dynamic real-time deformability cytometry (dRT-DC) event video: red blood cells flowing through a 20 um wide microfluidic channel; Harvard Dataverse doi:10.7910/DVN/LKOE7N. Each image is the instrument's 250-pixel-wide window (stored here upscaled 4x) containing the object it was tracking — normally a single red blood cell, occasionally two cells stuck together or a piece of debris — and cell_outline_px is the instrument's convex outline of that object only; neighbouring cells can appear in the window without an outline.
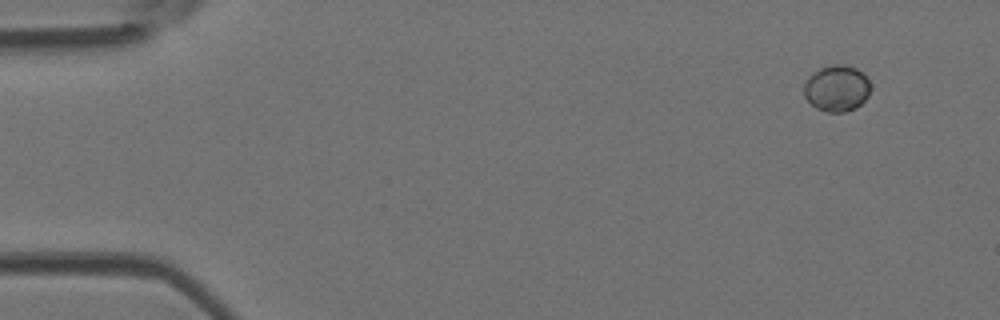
{"species": "Egyptian fruit bat (a non-hibernating species)", "species_latin": "Rousettus aegyptiacus", "temperature_condition": "room temperature", "stored_images_in_passage": 46, "camera_frame_rate_fps": 3000, "um_per_image_px": 0.085, "animal": {"sex": "female"}, "frame": {"image": 1, "passage_image": 1, "time_ms": 0.0, "image_size_px": [1000, 320], "cell_outline_px": [[868, 96], [856, 108], [844, 112], [824, 112], [816, 108], [804, 96], [804, 84], [808, 76], [812, 72], [820, 68], [832, 64], [844, 64], [856, 68], [868, 80]], "centroid_in_image_um": [71.08, 7.51], "position_along_channel_um": 13.9, "area_um2": 17.86}}
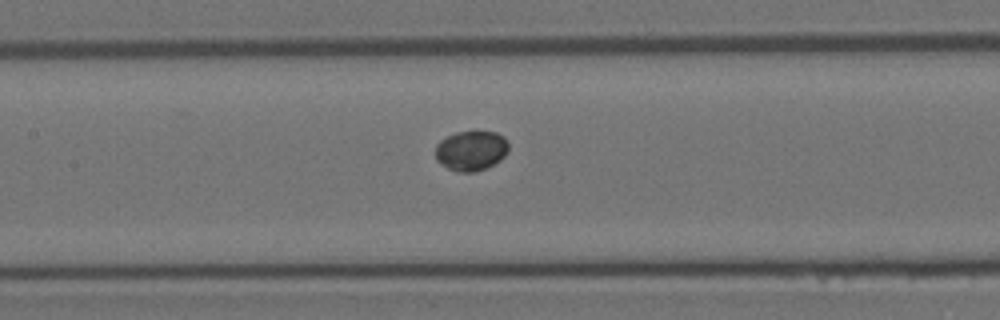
{"frame": {"image": 2, "passage_image": 20, "time_ms": 6.333, "image_size_px": [1000, 320], "cell_outline_px": [[508, 152], [500, 160], [488, 168], [476, 172], [456, 172], [448, 168], [436, 160], [436, 144], [440, 140], [456, 132], [496, 132], [504, 136], [508, 144]], "centroid_in_image_um": [40.05, 12.82], "position_along_channel_um": 167.3, "area_um2": 17.11}}
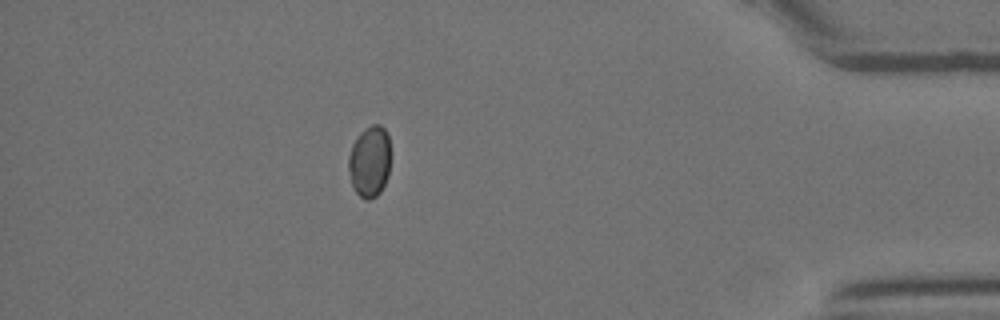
{"frame": {"image": 3, "passage_image": 40, "time_ms": 13.0, "image_size_px": [1000, 320], "cell_outline_px": [[388, 176], [380, 192], [376, 196], [368, 200], [364, 200], [356, 192], [352, 184], [348, 168], [348, 156], [352, 144], [360, 132], [364, 128], [372, 124], [380, 124], [384, 128], [388, 136]], "centroid_in_image_um": [31.39, 13.72], "position_along_channel_um": 403.8, "area_um2": 17.34}, "authors_computed_cell_mechanics": {"area_um2": 17.3111, "velocity_mm_per_s": 4.2168, "shape_relaxation_time_tau1_ms": null, "shape_relaxation_time_tau2_ms": 2.4692, "deformation_change_tau1": null, "deformation_change_tau2": 0.0129}}